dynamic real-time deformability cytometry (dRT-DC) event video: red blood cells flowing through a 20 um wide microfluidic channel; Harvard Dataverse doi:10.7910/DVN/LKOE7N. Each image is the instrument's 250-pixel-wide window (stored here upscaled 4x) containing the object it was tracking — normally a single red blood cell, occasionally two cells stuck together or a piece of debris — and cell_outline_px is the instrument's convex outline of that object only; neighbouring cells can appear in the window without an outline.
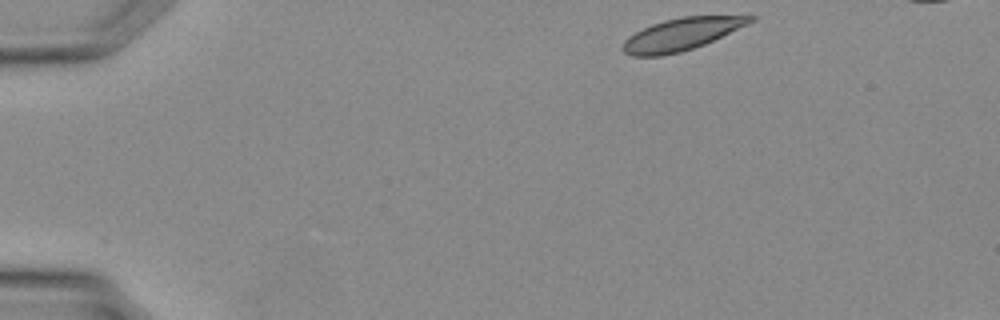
{"species": "Egyptian fruit bat (a non-hibernating species)", "species_latin": "Rousettus aegyptiacus", "temperature_condition": "warm", "stored_images_in_passage": 32, "camera_frame_rate_fps": 3000, "um_per_image_px": 0.085, "animal": {"sex": "female"}, "frame": {"image": 1, "passage_image": 1, "time_ms": 0.0, "image_size_px": [1000, 320], "cell_outline_px": [[756, 20], [748, 24], [704, 44], [680, 52], [660, 56], [632, 56], [624, 52], [624, 40], [628, 36], [652, 24], [664, 20], [680, 16], [756, 16]], "centroid_in_image_um": [57.92, 2.9], "position_along_channel_um": 27.1, "area_um2": 23.58}}
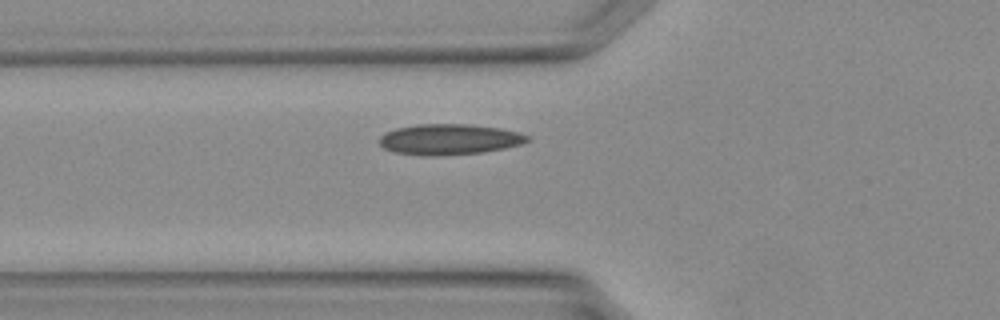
{"frame": {"image": 2, "passage_image": 9, "time_ms": 2.667, "image_size_px": [1000, 320], "cell_outline_px": [[532, 140], [520, 144], [504, 148], [480, 152], [436, 156], [428, 156], [392, 152], [384, 148], [380, 144], [380, 136], [384, 132], [396, 128], [416, 124], [468, 124], [500, 128], [520, 132], [528, 136]], "centroid_in_image_um": [38.17, 11.84], "position_along_channel_um": 87.6, "area_um2": 26.53}}
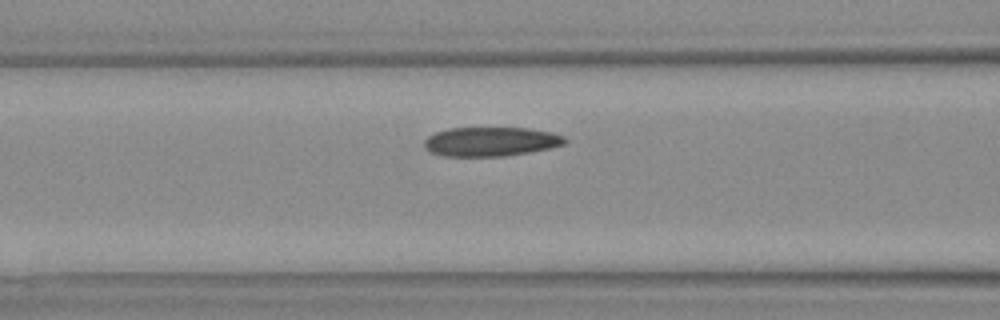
{"frame": {"image": 3, "passage_image": 11, "time_ms": 3.333, "image_size_px": [1000, 320], "cell_outline_px": [[568, 140], [564, 144], [548, 148], [528, 152], [500, 156], [444, 156], [432, 152], [424, 148], [424, 140], [428, 136], [436, 132], [448, 128], [528, 128], [552, 132], [564, 136]], "centroid_in_image_um": [41.7, 12.03], "position_along_channel_um": 124.9, "area_um2": 23.81}}